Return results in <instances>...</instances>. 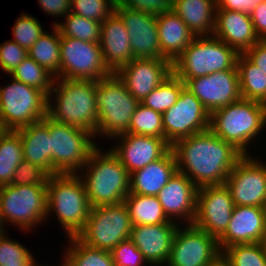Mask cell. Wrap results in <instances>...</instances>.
<instances>
[{
    "label": "cell",
    "mask_w": 266,
    "mask_h": 266,
    "mask_svg": "<svg viewBox=\"0 0 266 266\" xmlns=\"http://www.w3.org/2000/svg\"><path fill=\"white\" fill-rule=\"evenodd\" d=\"M28 56V51L18 43L8 40L0 44V68L8 75Z\"/></svg>",
    "instance_id": "obj_45"
},
{
    "label": "cell",
    "mask_w": 266,
    "mask_h": 266,
    "mask_svg": "<svg viewBox=\"0 0 266 266\" xmlns=\"http://www.w3.org/2000/svg\"><path fill=\"white\" fill-rule=\"evenodd\" d=\"M127 133L164 139L162 114L140 103L132 115Z\"/></svg>",
    "instance_id": "obj_38"
},
{
    "label": "cell",
    "mask_w": 266,
    "mask_h": 266,
    "mask_svg": "<svg viewBox=\"0 0 266 266\" xmlns=\"http://www.w3.org/2000/svg\"><path fill=\"white\" fill-rule=\"evenodd\" d=\"M43 12L54 17H66L70 13L71 0H38Z\"/></svg>",
    "instance_id": "obj_48"
},
{
    "label": "cell",
    "mask_w": 266,
    "mask_h": 266,
    "mask_svg": "<svg viewBox=\"0 0 266 266\" xmlns=\"http://www.w3.org/2000/svg\"><path fill=\"white\" fill-rule=\"evenodd\" d=\"M13 79L43 91L47 96L52 89L55 77L36 61L27 56L13 72L10 73Z\"/></svg>",
    "instance_id": "obj_37"
},
{
    "label": "cell",
    "mask_w": 266,
    "mask_h": 266,
    "mask_svg": "<svg viewBox=\"0 0 266 266\" xmlns=\"http://www.w3.org/2000/svg\"><path fill=\"white\" fill-rule=\"evenodd\" d=\"M206 266H230L228 259L221 253Z\"/></svg>",
    "instance_id": "obj_51"
},
{
    "label": "cell",
    "mask_w": 266,
    "mask_h": 266,
    "mask_svg": "<svg viewBox=\"0 0 266 266\" xmlns=\"http://www.w3.org/2000/svg\"><path fill=\"white\" fill-rule=\"evenodd\" d=\"M48 177L49 174L40 166L23 159L17 166L10 185H47Z\"/></svg>",
    "instance_id": "obj_43"
},
{
    "label": "cell",
    "mask_w": 266,
    "mask_h": 266,
    "mask_svg": "<svg viewBox=\"0 0 266 266\" xmlns=\"http://www.w3.org/2000/svg\"><path fill=\"white\" fill-rule=\"evenodd\" d=\"M178 223L169 221L157 225L132 226L130 239L143 254L149 266H165Z\"/></svg>",
    "instance_id": "obj_23"
},
{
    "label": "cell",
    "mask_w": 266,
    "mask_h": 266,
    "mask_svg": "<svg viewBox=\"0 0 266 266\" xmlns=\"http://www.w3.org/2000/svg\"><path fill=\"white\" fill-rule=\"evenodd\" d=\"M99 44L104 63L112 73L134 59L127 29L116 12L101 23Z\"/></svg>",
    "instance_id": "obj_24"
},
{
    "label": "cell",
    "mask_w": 266,
    "mask_h": 266,
    "mask_svg": "<svg viewBox=\"0 0 266 266\" xmlns=\"http://www.w3.org/2000/svg\"><path fill=\"white\" fill-rule=\"evenodd\" d=\"M49 134L52 175L79 174L90 154L97 148L92 140L96 138L94 134L75 126L54 122L50 118Z\"/></svg>",
    "instance_id": "obj_9"
},
{
    "label": "cell",
    "mask_w": 266,
    "mask_h": 266,
    "mask_svg": "<svg viewBox=\"0 0 266 266\" xmlns=\"http://www.w3.org/2000/svg\"><path fill=\"white\" fill-rule=\"evenodd\" d=\"M184 87L185 83L172 73L140 103L163 114L177 102L179 94Z\"/></svg>",
    "instance_id": "obj_36"
},
{
    "label": "cell",
    "mask_w": 266,
    "mask_h": 266,
    "mask_svg": "<svg viewBox=\"0 0 266 266\" xmlns=\"http://www.w3.org/2000/svg\"><path fill=\"white\" fill-rule=\"evenodd\" d=\"M250 18L256 35L260 40H266V1L260 3L251 13Z\"/></svg>",
    "instance_id": "obj_50"
},
{
    "label": "cell",
    "mask_w": 266,
    "mask_h": 266,
    "mask_svg": "<svg viewBox=\"0 0 266 266\" xmlns=\"http://www.w3.org/2000/svg\"><path fill=\"white\" fill-rule=\"evenodd\" d=\"M176 171V159L170 149L162 158L130 173V193L157 196Z\"/></svg>",
    "instance_id": "obj_26"
},
{
    "label": "cell",
    "mask_w": 266,
    "mask_h": 266,
    "mask_svg": "<svg viewBox=\"0 0 266 266\" xmlns=\"http://www.w3.org/2000/svg\"><path fill=\"white\" fill-rule=\"evenodd\" d=\"M164 140L170 145L179 139L209 129L210 113L200 100L184 87L177 102L162 114Z\"/></svg>",
    "instance_id": "obj_13"
},
{
    "label": "cell",
    "mask_w": 266,
    "mask_h": 266,
    "mask_svg": "<svg viewBox=\"0 0 266 266\" xmlns=\"http://www.w3.org/2000/svg\"><path fill=\"white\" fill-rule=\"evenodd\" d=\"M47 200V185L1 186L0 227L4 230L8 222L23 231H31L46 221Z\"/></svg>",
    "instance_id": "obj_8"
},
{
    "label": "cell",
    "mask_w": 266,
    "mask_h": 266,
    "mask_svg": "<svg viewBox=\"0 0 266 266\" xmlns=\"http://www.w3.org/2000/svg\"><path fill=\"white\" fill-rule=\"evenodd\" d=\"M114 138L119 142L110 150L129 174L162 158L171 149V145L160 137L124 133Z\"/></svg>",
    "instance_id": "obj_19"
},
{
    "label": "cell",
    "mask_w": 266,
    "mask_h": 266,
    "mask_svg": "<svg viewBox=\"0 0 266 266\" xmlns=\"http://www.w3.org/2000/svg\"><path fill=\"white\" fill-rule=\"evenodd\" d=\"M132 226L124 202L91 207L86 225L76 237L88 247L111 251L130 238Z\"/></svg>",
    "instance_id": "obj_11"
},
{
    "label": "cell",
    "mask_w": 266,
    "mask_h": 266,
    "mask_svg": "<svg viewBox=\"0 0 266 266\" xmlns=\"http://www.w3.org/2000/svg\"><path fill=\"white\" fill-rule=\"evenodd\" d=\"M52 33L45 31L27 50L28 56L44 67L55 78H60V44L61 36L58 28L53 26Z\"/></svg>",
    "instance_id": "obj_31"
},
{
    "label": "cell",
    "mask_w": 266,
    "mask_h": 266,
    "mask_svg": "<svg viewBox=\"0 0 266 266\" xmlns=\"http://www.w3.org/2000/svg\"><path fill=\"white\" fill-rule=\"evenodd\" d=\"M48 96L41 90L11 79L0 88V118L6 130H17L47 116Z\"/></svg>",
    "instance_id": "obj_10"
},
{
    "label": "cell",
    "mask_w": 266,
    "mask_h": 266,
    "mask_svg": "<svg viewBox=\"0 0 266 266\" xmlns=\"http://www.w3.org/2000/svg\"><path fill=\"white\" fill-rule=\"evenodd\" d=\"M237 69L242 98L266 105V75L244 54L237 58Z\"/></svg>",
    "instance_id": "obj_32"
},
{
    "label": "cell",
    "mask_w": 266,
    "mask_h": 266,
    "mask_svg": "<svg viewBox=\"0 0 266 266\" xmlns=\"http://www.w3.org/2000/svg\"><path fill=\"white\" fill-rule=\"evenodd\" d=\"M216 9V0H173L172 4V10L195 37L213 35Z\"/></svg>",
    "instance_id": "obj_29"
},
{
    "label": "cell",
    "mask_w": 266,
    "mask_h": 266,
    "mask_svg": "<svg viewBox=\"0 0 266 266\" xmlns=\"http://www.w3.org/2000/svg\"><path fill=\"white\" fill-rule=\"evenodd\" d=\"M265 125L266 105L241 98L212 112L209 130L231 143L243 155H250L248 145L258 137Z\"/></svg>",
    "instance_id": "obj_4"
},
{
    "label": "cell",
    "mask_w": 266,
    "mask_h": 266,
    "mask_svg": "<svg viewBox=\"0 0 266 266\" xmlns=\"http://www.w3.org/2000/svg\"><path fill=\"white\" fill-rule=\"evenodd\" d=\"M62 266H114L110 251L88 247L77 237H68Z\"/></svg>",
    "instance_id": "obj_34"
},
{
    "label": "cell",
    "mask_w": 266,
    "mask_h": 266,
    "mask_svg": "<svg viewBox=\"0 0 266 266\" xmlns=\"http://www.w3.org/2000/svg\"><path fill=\"white\" fill-rule=\"evenodd\" d=\"M172 4L173 0H116V6H124L154 15L171 11Z\"/></svg>",
    "instance_id": "obj_46"
},
{
    "label": "cell",
    "mask_w": 266,
    "mask_h": 266,
    "mask_svg": "<svg viewBox=\"0 0 266 266\" xmlns=\"http://www.w3.org/2000/svg\"><path fill=\"white\" fill-rule=\"evenodd\" d=\"M47 217L56 214L68 237H76L85 227L91 205L83 180L77 174L49 175Z\"/></svg>",
    "instance_id": "obj_5"
},
{
    "label": "cell",
    "mask_w": 266,
    "mask_h": 266,
    "mask_svg": "<svg viewBox=\"0 0 266 266\" xmlns=\"http://www.w3.org/2000/svg\"><path fill=\"white\" fill-rule=\"evenodd\" d=\"M4 232V230L0 227V235Z\"/></svg>",
    "instance_id": "obj_54"
},
{
    "label": "cell",
    "mask_w": 266,
    "mask_h": 266,
    "mask_svg": "<svg viewBox=\"0 0 266 266\" xmlns=\"http://www.w3.org/2000/svg\"><path fill=\"white\" fill-rule=\"evenodd\" d=\"M177 171L186 175L198 188L225 184L243 154L231 143L209 129L179 139L171 145Z\"/></svg>",
    "instance_id": "obj_1"
},
{
    "label": "cell",
    "mask_w": 266,
    "mask_h": 266,
    "mask_svg": "<svg viewBox=\"0 0 266 266\" xmlns=\"http://www.w3.org/2000/svg\"><path fill=\"white\" fill-rule=\"evenodd\" d=\"M98 125L96 136L114 139L129 131L132 115L140 102L133 97L119 77L112 73L96 84ZM98 134V135H97Z\"/></svg>",
    "instance_id": "obj_7"
},
{
    "label": "cell",
    "mask_w": 266,
    "mask_h": 266,
    "mask_svg": "<svg viewBox=\"0 0 266 266\" xmlns=\"http://www.w3.org/2000/svg\"><path fill=\"white\" fill-rule=\"evenodd\" d=\"M114 266H143L148 264L130 238L120 242L111 251Z\"/></svg>",
    "instance_id": "obj_44"
},
{
    "label": "cell",
    "mask_w": 266,
    "mask_h": 266,
    "mask_svg": "<svg viewBox=\"0 0 266 266\" xmlns=\"http://www.w3.org/2000/svg\"><path fill=\"white\" fill-rule=\"evenodd\" d=\"M264 1L266 0H216V10H231L250 14Z\"/></svg>",
    "instance_id": "obj_47"
},
{
    "label": "cell",
    "mask_w": 266,
    "mask_h": 266,
    "mask_svg": "<svg viewBox=\"0 0 266 266\" xmlns=\"http://www.w3.org/2000/svg\"><path fill=\"white\" fill-rule=\"evenodd\" d=\"M226 186L235 206L264 207L266 201V164L243 155L228 175Z\"/></svg>",
    "instance_id": "obj_16"
},
{
    "label": "cell",
    "mask_w": 266,
    "mask_h": 266,
    "mask_svg": "<svg viewBox=\"0 0 266 266\" xmlns=\"http://www.w3.org/2000/svg\"><path fill=\"white\" fill-rule=\"evenodd\" d=\"M172 73V63L165 58H134L115 72L129 93L139 102Z\"/></svg>",
    "instance_id": "obj_18"
},
{
    "label": "cell",
    "mask_w": 266,
    "mask_h": 266,
    "mask_svg": "<svg viewBox=\"0 0 266 266\" xmlns=\"http://www.w3.org/2000/svg\"><path fill=\"white\" fill-rule=\"evenodd\" d=\"M96 84L95 80L55 78L48 95L47 117L54 122L84 129L96 136Z\"/></svg>",
    "instance_id": "obj_2"
},
{
    "label": "cell",
    "mask_w": 266,
    "mask_h": 266,
    "mask_svg": "<svg viewBox=\"0 0 266 266\" xmlns=\"http://www.w3.org/2000/svg\"><path fill=\"white\" fill-rule=\"evenodd\" d=\"M12 27L14 39L21 47L28 50L45 32L37 18L29 14H21Z\"/></svg>",
    "instance_id": "obj_42"
},
{
    "label": "cell",
    "mask_w": 266,
    "mask_h": 266,
    "mask_svg": "<svg viewBox=\"0 0 266 266\" xmlns=\"http://www.w3.org/2000/svg\"><path fill=\"white\" fill-rule=\"evenodd\" d=\"M116 0H71V13L104 22L115 12Z\"/></svg>",
    "instance_id": "obj_41"
},
{
    "label": "cell",
    "mask_w": 266,
    "mask_h": 266,
    "mask_svg": "<svg viewBox=\"0 0 266 266\" xmlns=\"http://www.w3.org/2000/svg\"><path fill=\"white\" fill-rule=\"evenodd\" d=\"M260 244L263 248L264 255L266 256V232L263 234Z\"/></svg>",
    "instance_id": "obj_52"
},
{
    "label": "cell",
    "mask_w": 266,
    "mask_h": 266,
    "mask_svg": "<svg viewBox=\"0 0 266 266\" xmlns=\"http://www.w3.org/2000/svg\"><path fill=\"white\" fill-rule=\"evenodd\" d=\"M264 211L266 213V201H265V204H264Z\"/></svg>",
    "instance_id": "obj_55"
},
{
    "label": "cell",
    "mask_w": 266,
    "mask_h": 266,
    "mask_svg": "<svg viewBox=\"0 0 266 266\" xmlns=\"http://www.w3.org/2000/svg\"><path fill=\"white\" fill-rule=\"evenodd\" d=\"M234 206L226 184L199 187L193 224L218 239L229 225Z\"/></svg>",
    "instance_id": "obj_15"
},
{
    "label": "cell",
    "mask_w": 266,
    "mask_h": 266,
    "mask_svg": "<svg viewBox=\"0 0 266 266\" xmlns=\"http://www.w3.org/2000/svg\"><path fill=\"white\" fill-rule=\"evenodd\" d=\"M265 232L264 207L234 206L229 225L218 238L220 251L237 244L260 243Z\"/></svg>",
    "instance_id": "obj_22"
},
{
    "label": "cell",
    "mask_w": 266,
    "mask_h": 266,
    "mask_svg": "<svg viewBox=\"0 0 266 266\" xmlns=\"http://www.w3.org/2000/svg\"><path fill=\"white\" fill-rule=\"evenodd\" d=\"M156 19L160 58L173 63L193 41L195 35L173 10L156 15Z\"/></svg>",
    "instance_id": "obj_27"
},
{
    "label": "cell",
    "mask_w": 266,
    "mask_h": 266,
    "mask_svg": "<svg viewBox=\"0 0 266 266\" xmlns=\"http://www.w3.org/2000/svg\"><path fill=\"white\" fill-rule=\"evenodd\" d=\"M213 35L244 54L260 39L255 33L250 14L231 10H216Z\"/></svg>",
    "instance_id": "obj_25"
},
{
    "label": "cell",
    "mask_w": 266,
    "mask_h": 266,
    "mask_svg": "<svg viewBox=\"0 0 266 266\" xmlns=\"http://www.w3.org/2000/svg\"><path fill=\"white\" fill-rule=\"evenodd\" d=\"M22 160L23 148L20 135L14 130H6L0 136V187L10 185Z\"/></svg>",
    "instance_id": "obj_33"
},
{
    "label": "cell",
    "mask_w": 266,
    "mask_h": 266,
    "mask_svg": "<svg viewBox=\"0 0 266 266\" xmlns=\"http://www.w3.org/2000/svg\"><path fill=\"white\" fill-rule=\"evenodd\" d=\"M239 53L214 35L195 37L172 63L173 73L184 83L214 72L237 69Z\"/></svg>",
    "instance_id": "obj_6"
},
{
    "label": "cell",
    "mask_w": 266,
    "mask_h": 266,
    "mask_svg": "<svg viewBox=\"0 0 266 266\" xmlns=\"http://www.w3.org/2000/svg\"><path fill=\"white\" fill-rule=\"evenodd\" d=\"M185 87L200 100L210 114L242 98L238 69L189 79Z\"/></svg>",
    "instance_id": "obj_17"
},
{
    "label": "cell",
    "mask_w": 266,
    "mask_h": 266,
    "mask_svg": "<svg viewBox=\"0 0 266 266\" xmlns=\"http://www.w3.org/2000/svg\"><path fill=\"white\" fill-rule=\"evenodd\" d=\"M65 20L64 23L56 21L52 25L58 28L60 36H67L87 42H100L101 22L87 19L71 12L66 16Z\"/></svg>",
    "instance_id": "obj_35"
},
{
    "label": "cell",
    "mask_w": 266,
    "mask_h": 266,
    "mask_svg": "<svg viewBox=\"0 0 266 266\" xmlns=\"http://www.w3.org/2000/svg\"><path fill=\"white\" fill-rule=\"evenodd\" d=\"M179 224L165 266H206L222 252L218 239L194 224Z\"/></svg>",
    "instance_id": "obj_14"
},
{
    "label": "cell",
    "mask_w": 266,
    "mask_h": 266,
    "mask_svg": "<svg viewBox=\"0 0 266 266\" xmlns=\"http://www.w3.org/2000/svg\"><path fill=\"white\" fill-rule=\"evenodd\" d=\"M123 202L128 209L133 226L157 225L170 221L165 215L157 196H146L129 192Z\"/></svg>",
    "instance_id": "obj_30"
},
{
    "label": "cell",
    "mask_w": 266,
    "mask_h": 266,
    "mask_svg": "<svg viewBox=\"0 0 266 266\" xmlns=\"http://www.w3.org/2000/svg\"><path fill=\"white\" fill-rule=\"evenodd\" d=\"M222 254L230 266H266V256L260 243L229 246Z\"/></svg>",
    "instance_id": "obj_39"
},
{
    "label": "cell",
    "mask_w": 266,
    "mask_h": 266,
    "mask_svg": "<svg viewBox=\"0 0 266 266\" xmlns=\"http://www.w3.org/2000/svg\"><path fill=\"white\" fill-rule=\"evenodd\" d=\"M244 55L266 75V40H259Z\"/></svg>",
    "instance_id": "obj_49"
},
{
    "label": "cell",
    "mask_w": 266,
    "mask_h": 266,
    "mask_svg": "<svg viewBox=\"0 0 266 266\" xmlns=\"http://www.w3.org/2000/svg\"><path fill=\"white\" fill-rule=\"evenodd\" d=\"M21 137L23 159L40 166L52 175L51 137L49 117L15 130Z\"/></svg>",
    "instance_id": "obj_28"
},
{
    "label": "cell",
    "mask_w": 266,
    "mask_h": 266,
    "mask_svg": "<svg viewBox=\"0 0 266 266\" xmlns=\"http://www.w3.org/2000/svg\"><path fill=\"white\" fill-rule=\"evenodd\" d=\"M197 189L198 187L186 175L179 171L175 172L157 194L162 209L169 220L176 222L178 219V224L182 222L185 225L193 224L196 214ZM179 221L181 222L179 223Z\"/></svg>",
    "instance_id": "obj_21"
},
{
    "label": "cell",
    "mask_w": 266,
    "mask_h": 266,
    "mask_svg": "<svg viewBox=\"0 0 266 266\" xmlns=\"http://www.w3.org/2000/svg\"><path fill=\"white\" fill-rule=\"evenodd\" d=\"M80 173L91 207L120 204L130 192V174L111 150L97 147Z\"/></svg>",
    "instance_id": "obj_3"
},
{
    "label": "cell",
    "mask_w": 266,
    "mask_h": 266,
    "mask_svg": "<svg viewBox=\"0 0 266 266\" xmlns=\"http://www.w3.org/2000/svg\"><path fill=\"white\" fill-rule=\"evenodd\" d=\"M6 131V129L4 128L1 118H0V136Z\"/></svg>",
    "instance_id": "obj_53"
},
{
    "label": "cell",
    "mask_w": 266,
    "mask_h": 266,
    "mask_svg": "<svg viewBox=\"0 0 266 266\" xmlns=\"http://www.w3.org/2000/svg\"><path fill=\"white\" fill-rule=\"evenodd\" d=\"M35 260L25 246L10 240L5 231L0 235V266H41Z\"/></svg>",
    "instance_id": "obj_40"
},
{
    "label": "cell",
    "mask_w": 266,
    "mask_h": 266,
    "mask_svg": "<svg viewBox=\"0 0 266 266\" xmlns=\"http://www.w3.org/2000/svg\"><path fill=\"white\" fill-rule=\"evenodd\" d=\"M60 55L62 79L98 81L112 74L104 63L99 43L61 36Z\"/></svg>",
    "instance_id": "obj_12"
},
{
    "label": "cell",
    "mask_w": 266,
    "mask_h": 266,
    "mask_svg": "<svg viewBox=\"0 0 266 266\" xmlns=\"http://www.w3.org/2000/svg\"><path fill=\"white\" fill-rule=\"evenodd\" d=\"M115 12L121 17L130 37L134 58H160L156 15L116 6Z\"/></svg>",
    "instance_id": "obj_20"
}]
</instances>
